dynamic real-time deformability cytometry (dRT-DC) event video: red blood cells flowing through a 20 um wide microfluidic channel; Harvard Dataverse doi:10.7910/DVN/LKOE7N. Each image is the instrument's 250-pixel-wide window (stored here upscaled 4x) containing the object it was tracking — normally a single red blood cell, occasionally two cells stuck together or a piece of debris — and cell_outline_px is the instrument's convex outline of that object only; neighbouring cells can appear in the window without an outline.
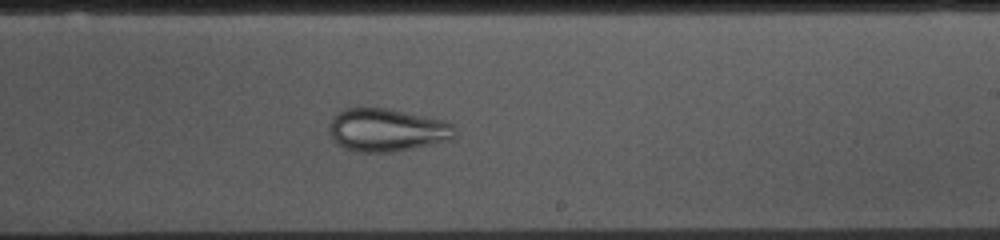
{"species": "common noctule bat (a hibernating species)", "species_latin": "Nyctalus noctula", "temperature_condition": "cold", "stored_images_in_passage": 53, "camera_frame_rate_fps": 3000, "um_per_image_px": 0.085, "animal": {"sex": "female", "body_mass_g": 10.0, "forearm_length_mm": 53.1}, "frame": {"image": 1, "passage_image": 30, "time_ms": 9.667, "image_size_px": [1000, 240], "cell_outline_px": [[456, 132], [448, 140], [432, 144], [392, 152], [356, 152], [344, 148], [332, 136], [328, 128], [332, 116], [340, 108], [388, 108], [444, 120], [452, 124]], "centroid_in_image_um": [32.85, 11.03], "position_along_channel_um": 256.2, "area_um2": 31.39}}
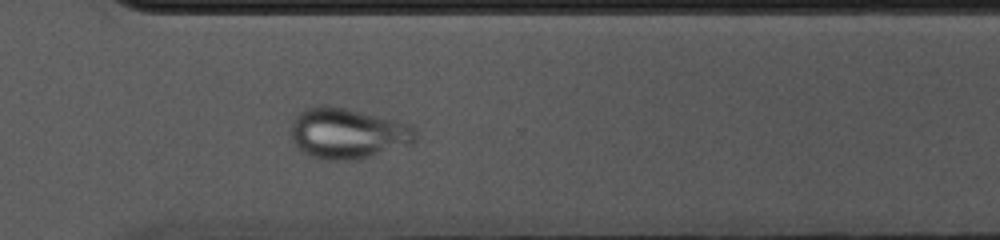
{"frame": {"image": 2, "passage_image": 37, "time_ms": 12.0, "image_size_px": [1000, 240], "cell_outline_px": [[420, 136], [412, 144], [368, 156], [352, 160], [324, 160], [312, 156], [304, 152], [292, 144], [288, 132], [292, 120], [304, 108], [324, 104], [332, 104], [412, 124], [416, 128]], "centroid_in_image_um": [29.53, 11.31], "position_along_channel_um": 341.1, "area_um2": 37.63}}
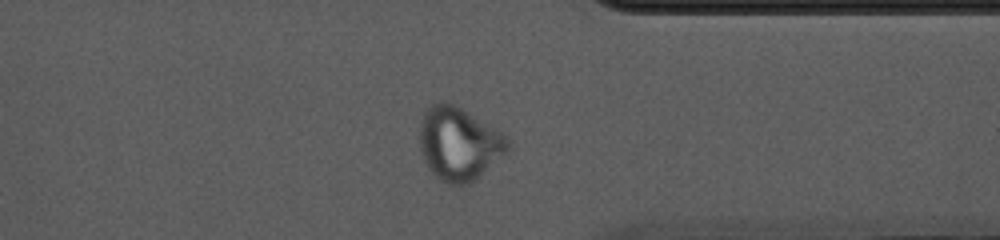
{"frame": {"image": 3, "passage_image": 40, "time_ms": 13.0, "image_size_px": [1000, 240], "cell_outline_px": [[508, 152], [472, 180], [456, 188], [440, 180], [428, 168], [420, 152], [420, 124], [424, 112], [432, 104], [440, 100], [444, 100], [460, 108], [508, 136]], "centroid_in_image_um": [38.97, 12.22], "position_along_channel_um": 372.4, "area_um2": 37.28}}